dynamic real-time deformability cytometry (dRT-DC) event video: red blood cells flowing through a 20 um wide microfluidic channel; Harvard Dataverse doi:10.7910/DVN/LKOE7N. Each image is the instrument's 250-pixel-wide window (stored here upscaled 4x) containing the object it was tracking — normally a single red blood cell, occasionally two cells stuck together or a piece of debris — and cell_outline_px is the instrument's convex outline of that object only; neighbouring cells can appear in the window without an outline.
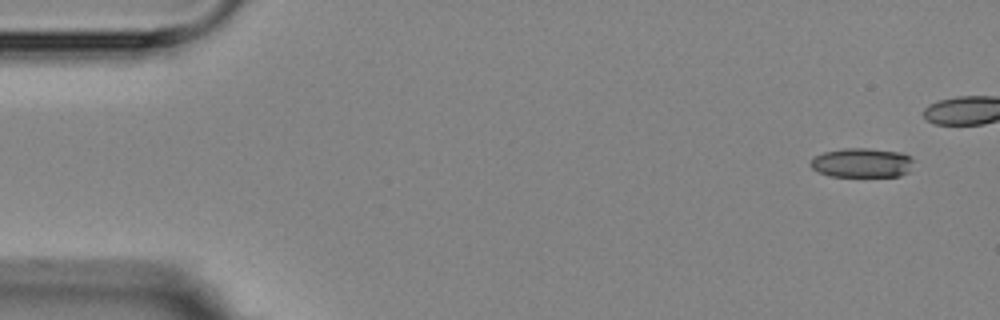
{"species": "Egyptian fruit bat (a non-hibernating species)", "species_latin": "Rousettus aegyptiacus", "temperature_condition": "room temperature", "stored_images_in_passage": 10, "camera_frame_rate_fps": 3000, "um_per_image_px": 0.085, "animal": {"sex": "female"}, "frame": {"image": 1, "passage_image": 1, "time_ms": 0.0, "image_size_px": [1000, 320], "cell_outline_px": [[912, 160], [908, 172], [900, 176], [828, 176], [816, 172], [812, 168], [812, 160], [816, 156], [824, 152], [844, 148], [868, 148], [904, 152], [912, 156]], "centroid_in_image_um": [73.28, 13.83], "position_along_channel_um": 11.7, "area_um2": 17.69}}
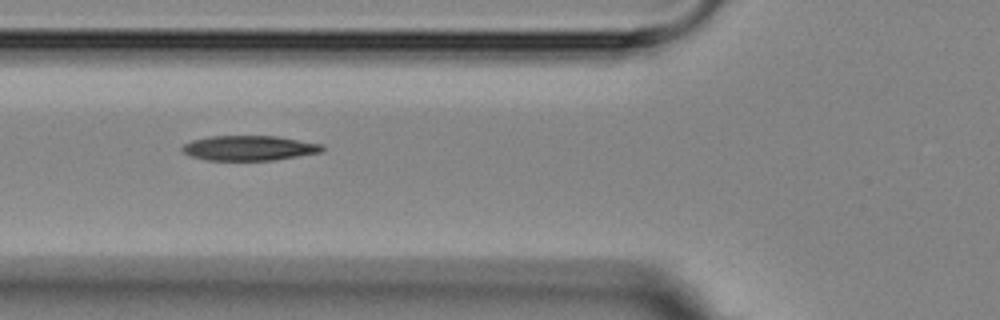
{"frame": {"image": 2, "passage_image": 6, "time_ms": 7.333, "image_size_px": [1000, 320], "cell_outline_px": [[324, 152], [276, 160], [204, 160], [192, 156], [184, 152], [180, 148], [184, 144], [192, 140], [208, 136], [276, 136], [324, 144]], "centroid_in_image_um": [21.22, 12.58], "position_along_channel_um": 104.6, "area_um2": 20.52}}
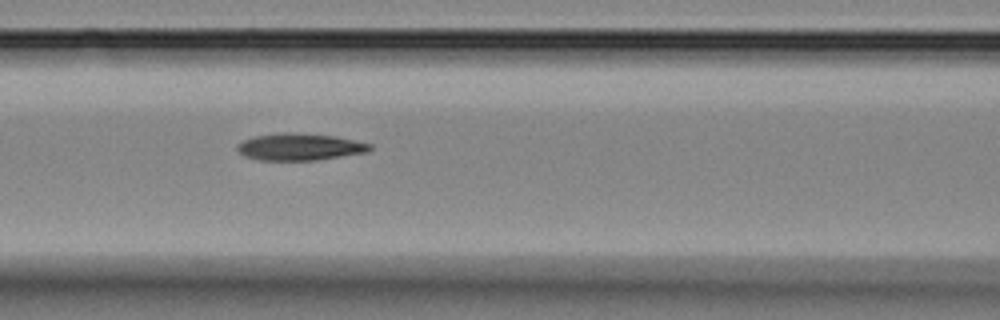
{"frame": {"image": 3, "passage_image": 7, "time_ms": 8.333, "image_size_px": [1000, 320], "cell_outline_px": [[372, 148], [368, 152], [316, 160], [260, 160], [244, 156], [236, 148], [236, 144], [252, 136], [284, 132], [288, 132], [336, 136], [372, 144]], "centroid_in_image_um": [25.46, 12.48], "position_along_channel_um": 141.1, "area_um2": 20.87}}